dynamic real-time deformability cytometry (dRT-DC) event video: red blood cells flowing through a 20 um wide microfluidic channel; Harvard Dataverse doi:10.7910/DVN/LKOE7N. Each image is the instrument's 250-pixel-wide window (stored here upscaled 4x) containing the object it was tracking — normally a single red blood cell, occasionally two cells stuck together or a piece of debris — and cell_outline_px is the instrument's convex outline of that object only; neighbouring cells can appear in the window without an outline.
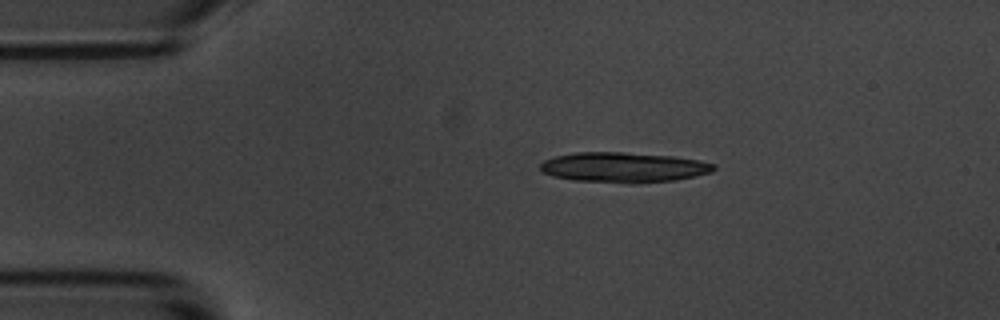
{"species": "common noctule bat (a hibernating species)", "species_latin": "Nyctalus noctula", "temperature_condition": "room temperature", "stored_images_in_passage": 4, "camera_frame_rate_fps": 3000, "um_per_image_px": 0.085, "animal": {"sex": "male", "body_mass_g": 20.1, "forearm_length_mm": 53.5}, "frame": {"image": 1, "passage_image": 1, "time_ms": 0.0, "image_size_px": [1000, 320], "cell_outline_px": [[716, 168], [712, 172], [696, 176], [676, 180], [636, 184], [628, 184], [572, 180], [552, 176], [540, 172], [540, 164], [544, 160], [556, 156], [576, 152], [624, 152], [672, 156], [700, 160], [716, 164]], "centroid_in_image_um": [53.01, 14.24], "position_along_channel_um": 32.0, "area_um2": 30.98}}